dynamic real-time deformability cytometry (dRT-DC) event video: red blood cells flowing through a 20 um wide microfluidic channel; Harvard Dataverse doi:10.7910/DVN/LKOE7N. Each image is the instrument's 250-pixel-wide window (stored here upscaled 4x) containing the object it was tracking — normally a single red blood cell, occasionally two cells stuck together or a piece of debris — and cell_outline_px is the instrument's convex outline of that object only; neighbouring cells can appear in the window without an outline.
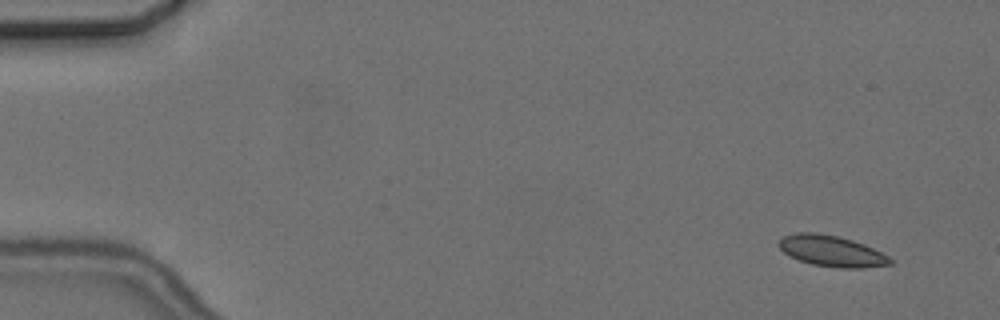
{"species": "common noctule bat (a hibernating species)", "species_latin": "Nyctalus noctula", "temperature_condition": "cold", "stored_images_in_passage": 3, "camera_frame_rate_fps": 3000, "um_per_image_px": 0.085, "animal": {"sex": "female", "body_mass_g": 24.6, "forearm_length_mm": 56.2}, "frame": {"image": 1, "passage_image": 1, "time_ms": 0.0, "image_size_px": [1000, 320], "cell_outline_px": [[892, 264], [864, 268], [840, 268], [812, 264], [800, 260], [784, 252], [776, 244], [784, 236], [796, 232], [816, 232], [840, 236], [864, 244], [888, 256], [892, 260]], "centroid_in_image_um": [70.68, 21.33], "position_along_channel_um": 14.3, "area_um2": 20.06}}